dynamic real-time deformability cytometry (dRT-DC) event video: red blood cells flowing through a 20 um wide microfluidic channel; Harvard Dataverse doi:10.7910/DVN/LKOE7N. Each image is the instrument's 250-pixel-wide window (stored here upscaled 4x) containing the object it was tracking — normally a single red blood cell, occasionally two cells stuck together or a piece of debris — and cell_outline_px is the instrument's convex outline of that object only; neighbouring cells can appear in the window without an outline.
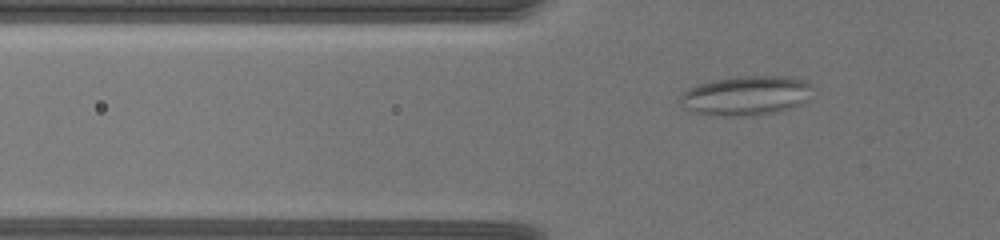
{"species": "common noctule bat (a hibernating species)", "species_latin": "Nyctalus noctula", "temperature_condition": "warm", "stored_images_in_passage": 61, "camera_frame_rate_fps": 3000, "um_per_image_px": 0.085, "animal": {"sex": "female", "body_mass_g": 19.5, "forearm_length_mm": 54.1}, "frame": {"image": 1, "passage_image": 14, "time_ms": 4.333, "image_size_px": [1000, 240], "cell_outline_px": [[812, 84], [804, 100], [800, 104], [792, 108], [776, 112], [752, 116], [720, 116], [692, 112], [684, 108], [680, 104], [680, 96], [684, 92], [700, 84], [716, 80], [736, 76], [784, 76], [808, 80]], "centroid_in_image_um": [63.4, 8.13], "position_along_channel_um": 62.4, "area_um2": 30.29}}
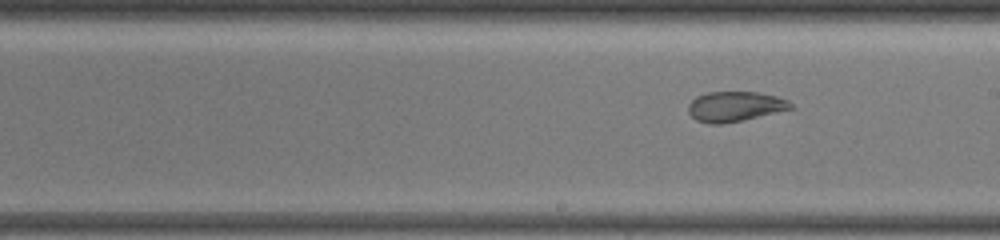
{"frame": {"image": 2, "passage_image": 32, "time_ms": 10.333, "image_size_px": [1000, 240], "cell_outline_px": [[796, 108], [744, 120], [724, 124], [708, 124], [696, 120], [688, 112], [688, 104], [696, 96], [708, 92], [760, 92], [776, 96], [788, 100]], "centroid_in_image_um": [62.49, 9.06], "position_along_channel_um": 226.5, "area_um2": 18.21}}
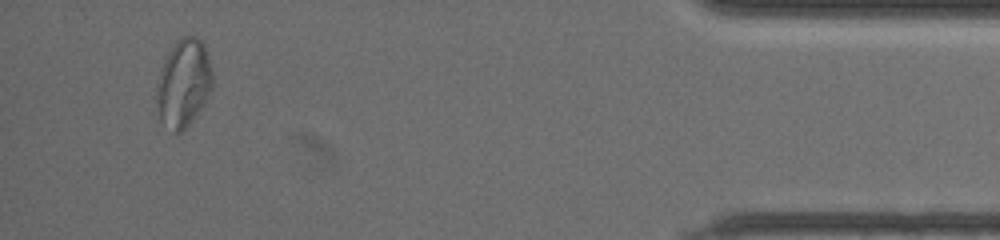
{"frame": {"image": 3, "passage_image": 58, "time_ms": 19.0, "image_size_px": [1000, 240], "cell_outline_px": [[212, 88], [204, 104], [192, 120], [180, 132], [172, 132], [160, 120], [156, 88], [156, 84], [160, 72], [168, 52], [176, 40], [184, 36], [196, 36], [204, 44], [212, 72]], "centroid_in_image_um": [15.61, 7.05], "position_along_channel_um": 419.6, "area_um2": 28.26}}